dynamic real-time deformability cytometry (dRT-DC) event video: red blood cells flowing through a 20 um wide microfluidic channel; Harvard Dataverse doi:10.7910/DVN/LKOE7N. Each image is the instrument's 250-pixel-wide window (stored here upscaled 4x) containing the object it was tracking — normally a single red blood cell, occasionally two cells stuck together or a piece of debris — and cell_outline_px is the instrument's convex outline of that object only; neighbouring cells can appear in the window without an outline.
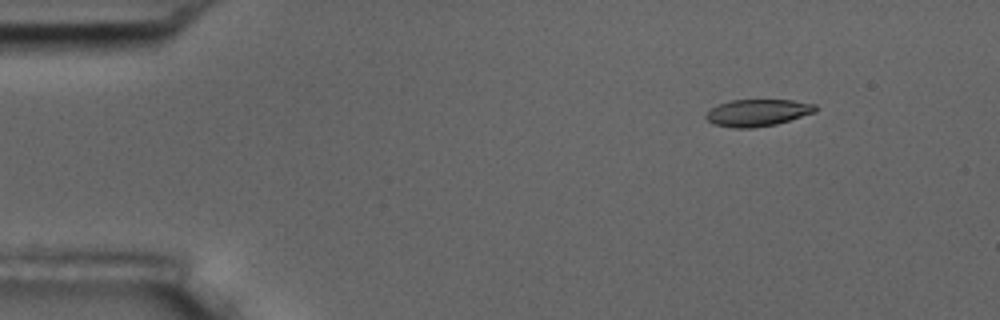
{"species": "common noctule bat (a hibernating species)", "species_latin": "Nyctalus noctula", "temperature_condition": "room temperature", "stored_images_in_passage": 50, "camera_frame_rate_fps": 3000, "um_per_image_px": 0.085, "animal": {"sex": "male", "body_mass_g": 17.5, "forearm_length_mm": 52.3}, "frame": {"image": 1, "passage_image": 1, "time_ms": 0.0, "image_size_px": [1000, 320], "cell_outline_px": [[816, 112], [776, 124], [752, 128], [732, 128], [712, 124], [704, 116], [712, 108], [720, 104], [732, 100], [792, 100], [816, 104]], "centroid_in_image_um": [64.4, 9.59], "position_along_channel_um": 20.6, "area_um2": 17.11}}
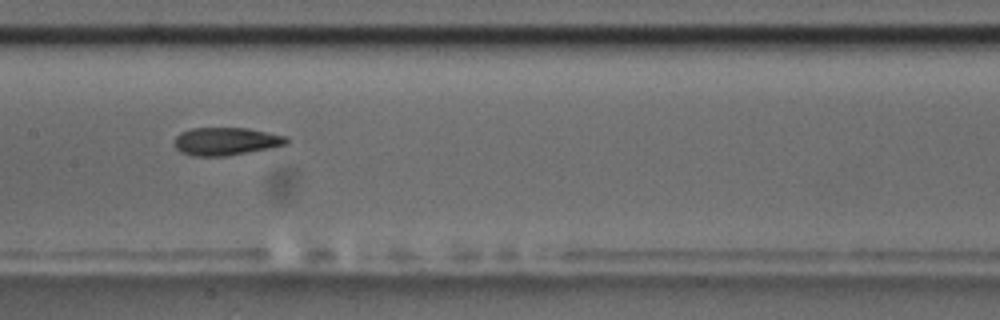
{"frame": {"image": 2, "passage_image": 22, "time_ms": 7.0, "image_size_px": [1000, 320], "cell_outline_px": [[288, 144], [268, 148], [224, 156], [192, 156], [180, 152], [172, 144], [176, 136], [180, 132], [192, 128], [248, 128], [288, 136]], "centroid_in_image_um": [19.17, 12.0], "position_along_channel_um": 188.2, "area_um2": 18.26}}
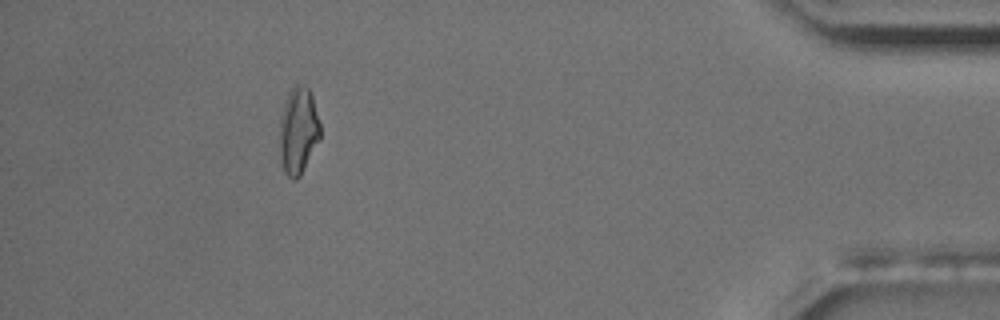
{"frame": {"image": 3, "passage_image": 45, "time_ms": 14.667, "image_size_px": [1000, 320], "cell_outline_px": [[320, 140], [300, 176], [296, 180], [292, 180], [284, 172], [280, 160], [280, 116], [288, 92], [292, 84], [300, 84], [308, 88], [312, 96], [320, 124]], "centroid_in_image_um": [25.35, 11.12], "position_along_channel_um": 409.9, "area_um2": 20.75}, "authors_computed_cell_mechanics": {"area_um2": 18.2359, "velocity_mm_per_s": 3.6114, "shape_relaxation_time_tau1_ms": 6.6523, "shape_relaxation_time_tau2_ms": 4.5602, "deformation_change_tau1": 0.1739, "deformation_change_tau2": 0.1234}}